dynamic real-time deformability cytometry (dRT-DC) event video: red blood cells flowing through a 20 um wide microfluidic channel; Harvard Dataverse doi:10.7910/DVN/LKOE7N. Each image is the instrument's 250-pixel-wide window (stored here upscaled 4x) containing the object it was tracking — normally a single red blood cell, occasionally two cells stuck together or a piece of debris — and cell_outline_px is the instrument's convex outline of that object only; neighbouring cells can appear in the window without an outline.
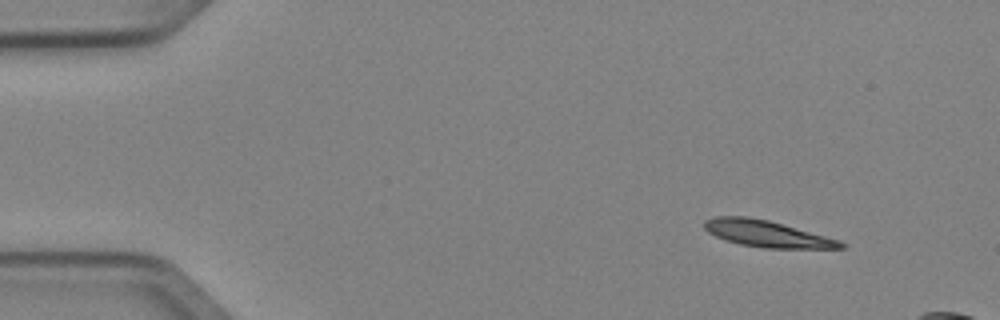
{"species": "Egyptian fruit bat (a non-hibernating species)", "species_latin": "Rousettus aegyptiacus", "temperature_condition": "cold", "stored_images_in_passage": 4, "camera_frame_rate_fps": 3000, "um_per_image_px": 0.085, "animal": {"sex": "female"}, "frame": {"image": 1, "passage_image": 1, "time_ms": 0.0, "image_size_px": [1000, 320], "cell_outline_px": [[848, 248], [764, 248], [740, 244], [724, 240], [708, 232], [704, 228], [704, 220], [716, 216], [748, 216], [768, 220], [840, 240], [848, 244]], "centroid_in_image_um": [65.19, 19.87], "position_along_channel_um": 19.8, "area_um2": 21.1}}